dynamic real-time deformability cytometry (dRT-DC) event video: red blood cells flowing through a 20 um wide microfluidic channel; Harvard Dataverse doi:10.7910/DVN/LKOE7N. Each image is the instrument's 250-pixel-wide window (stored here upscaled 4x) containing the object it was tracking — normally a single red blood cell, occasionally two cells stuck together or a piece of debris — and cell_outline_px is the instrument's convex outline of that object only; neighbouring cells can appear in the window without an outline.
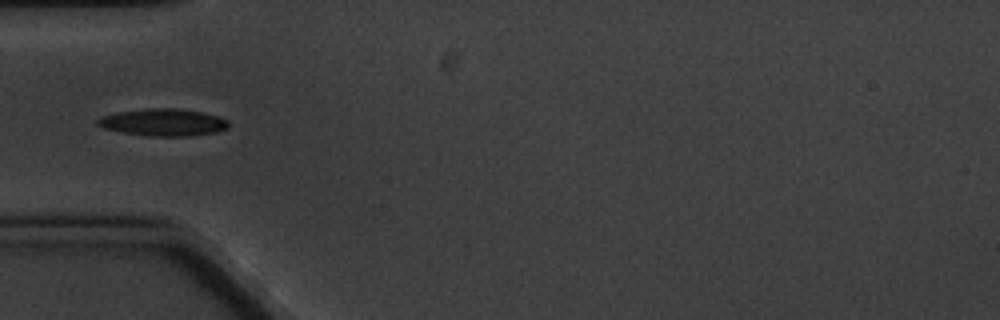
{"species": "common noctule bat (a hibernating species)", "species_latin": "Nyctalus noctula", "temperature_condition": "cold", "stored_images_in_passage": 8, "camera_frame_rate_fps": 3000, "um_per_image_px": 0.085, "animal": {"sex": "male", "body_mass_g": 20.1, "forearm_length_mm": 53.5}, "frame": {"image": 1, "passage_image": 5, "time_ms": 4.667, "image_size_px": [1000, 320], "cell_outline_px": [[228, 128], [216, 132], [192, 136], [148, 136], [124, 132], [104, 128], [96, 124], [96, 120], [100, 116], [116, 112], [148, 108], [176, 108], [200, 112], [216, 116], [228, 120]], "centroid_in_image_um": [13.85, 10.4], "position_along_channel_um": 71.2, "area_um2": 20.69}}